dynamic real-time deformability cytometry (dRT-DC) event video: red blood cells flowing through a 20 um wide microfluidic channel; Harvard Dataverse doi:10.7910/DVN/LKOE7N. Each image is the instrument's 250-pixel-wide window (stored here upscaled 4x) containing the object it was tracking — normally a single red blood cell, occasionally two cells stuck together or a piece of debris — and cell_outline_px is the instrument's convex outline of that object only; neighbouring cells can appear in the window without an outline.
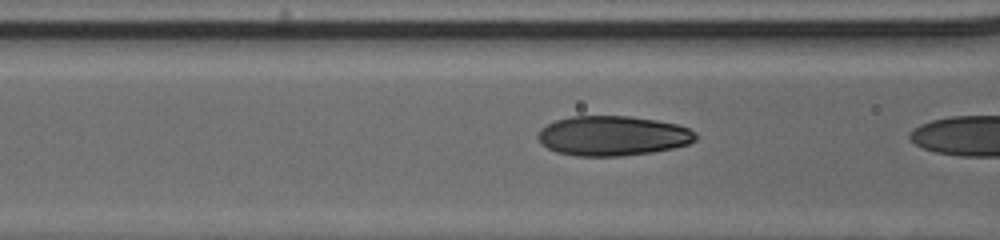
{"species": "human", "species_latin": "Homo sapiens", "temperature_condition": "cold", "stored_images_in_passage": 22, "camera_frame_rate_fps": 3000, "um_per_image_px": 0.085, "donor": {"sex": "male"}, "frame": {"image": 1, "passage_image": 21, "time_ms": 6.667, "image_size_px": [1000, 240], "cell_outline_px": [[696, 140], [688, 144], [672, 148], [652, 152], [620, 156], [576, 156], [556, 152], [540, 144], [536, 136], [540, 128], [556, 120], [572, 116], [628, 116], [656, 120], [676, 124], [688, 128], [696, 132]], "centroid_in_image_um": [52.04, 11.55], "position_along_channel_um": 114.6, "area_um2": 36.7}}